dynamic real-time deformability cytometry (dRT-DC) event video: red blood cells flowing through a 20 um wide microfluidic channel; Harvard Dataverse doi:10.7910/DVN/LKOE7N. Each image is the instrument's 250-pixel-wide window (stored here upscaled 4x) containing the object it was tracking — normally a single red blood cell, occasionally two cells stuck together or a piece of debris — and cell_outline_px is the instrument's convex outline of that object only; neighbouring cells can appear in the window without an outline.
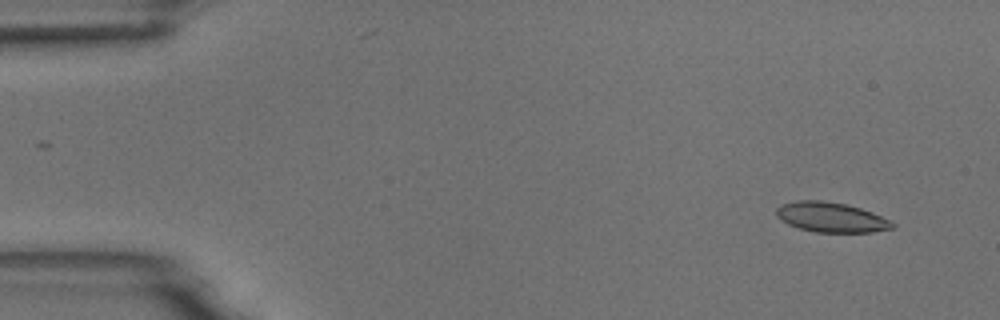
{"species": "common noctule bat (a hibernating species)", "species_latin": "Nyctalus noctula", "temperature_condition": "room temperature", "stored_images_in_passage": 3, "camera_frame_rate_fps": 3000, "um_per_image_px": 0.085, "animal": {"sex": "male", "body_mass_g": 18.8}, "frame": {"image": 1, "passage_image": 1, "time_ms": 0.0, "image_size_px": [1000, 320], "cell_outline_px": [[896, 228], [872, 232], [816, 232], [800, 228], [788, 224], [780, 220], [776, 216], [776, 208], [780, 204], [796, 200], [820, 200], [848, 204], [872, 212], [892, 220], [896, 224]], "centroid_in_image_um": [70.66, 18.46], "position_along_channel_um": 14.3, "area_um2": 20.52}}